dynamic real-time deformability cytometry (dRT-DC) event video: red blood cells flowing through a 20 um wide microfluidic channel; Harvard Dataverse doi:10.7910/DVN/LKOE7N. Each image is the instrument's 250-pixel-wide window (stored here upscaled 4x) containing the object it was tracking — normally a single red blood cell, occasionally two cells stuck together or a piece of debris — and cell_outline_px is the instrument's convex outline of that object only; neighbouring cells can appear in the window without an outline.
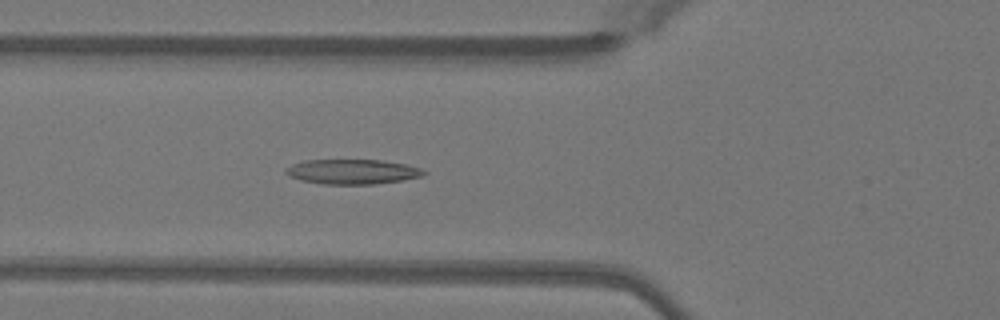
{"species": "Egyptian fruit bat (a non-hibernating species)", "species_latin": "Rousettus aegyptiacus", "temperature_condition": "warm", "stored_images_in_passage": 50, "camera_frame_rate_fps": 3000, "um_per_image_px": 0.085, "animal": {"sex": "female"}, "frame": {"image": 1, "passage_image": 19, "time_ms": 6.0, "image_size_px": [1000, 320], "cell_outline_px": [[428, 172], [424, 176], [376, 184], [320, 184], [300, 180], [288, 176], [284, 172], [284, 168], [292, 164], [304, 160], [384, 160], [404, 164], [420, 168]], "centroid_in_image_um": [29.91, 14.59], "position_along_channel_um": 95.9, "area_um2": 20.11}}
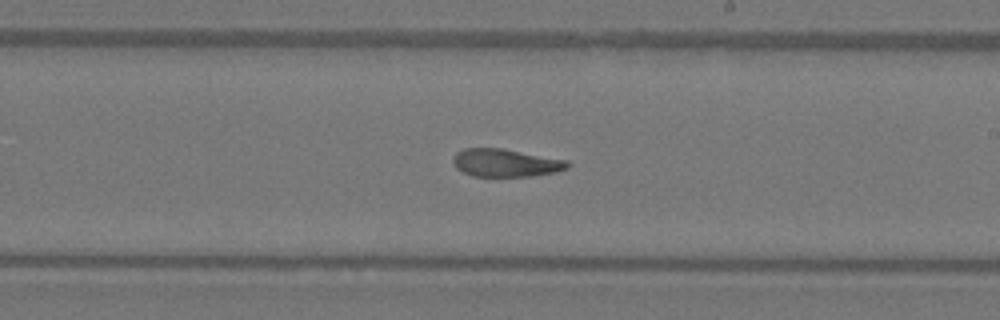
{"frame": {"image": 2, "passage_image": 30, "time_ms": 9.667, "image_size_px": [1000, 320], "cell_outline_px": [[572, 164], [568, 168], [556, 172], [532, 176], [472, 176], [456, 168], [452, 160], [456, 152], [464, 148], [504, 148], [568, 160]], "centroid_in_image_um": [43.01, 13.83], "position_along_channel_um": 246.0, "area_um2": 18.79}}
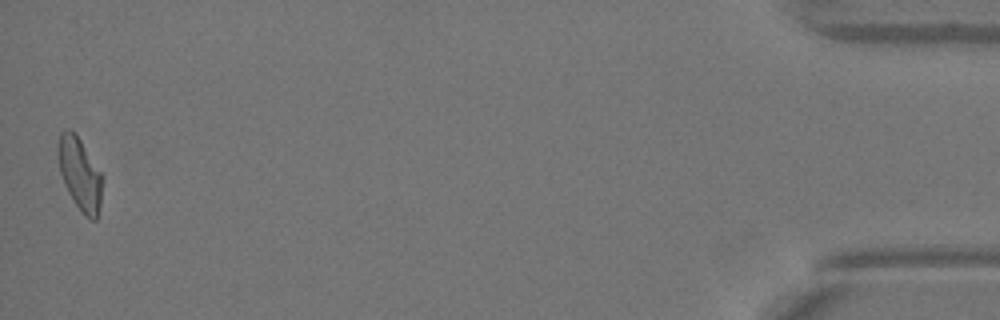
{"frame": {"image": 3, "passage_image": 50, "time_ms": 16.333, "image_size_px": [1000, 320], "cell_outline_px": [[104, 176], [100, 204], [96, 220], [92, 220], [84, 216], [80, 212], [68, 192], [64, 184], [60, 172], [56, 152], [56, 144], [60, 132], [64, 128], [68, 128], [76, 132]], "centroid_in_image_um": [6.77, 14.73], "position_along_channel_um": 428.4, "area_um2": 19.42}, "authors_computed_cell_mechanics": {"area_um2": 19.4786, "velocity_mm_per_s": 4.0861, "shape_relaxation_time_tau1_ms": 11.3306, "shape_relaxation_time_tau2_ms": 2.8792, "deformation_change_tau1": 0.2867, "deformation_change_tau2": 0.1117}}